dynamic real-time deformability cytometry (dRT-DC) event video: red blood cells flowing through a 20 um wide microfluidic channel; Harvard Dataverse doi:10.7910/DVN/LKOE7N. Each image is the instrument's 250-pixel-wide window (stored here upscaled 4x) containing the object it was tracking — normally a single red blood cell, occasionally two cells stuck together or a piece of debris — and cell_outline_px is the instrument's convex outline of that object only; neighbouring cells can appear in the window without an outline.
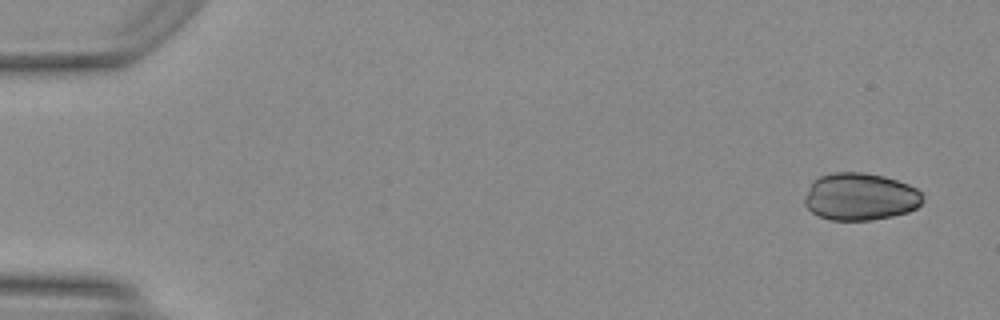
{"species": "Egyptian fruit bat (a non-hibernating species)", "species_latin": "Rousettus aegyptiacus", "temperature_condition": "warm", "stored_images_in_passage": 47, "camera_frame_rate_fps": 3000, "um_per_image_px": 0.085, "animal": {"sex": "female"}, "frame": {"image": 1, "passage_image": 1, "time_ms": 0.0, "image_size_px": [1000, 320], "cell_outline_px": [[924, 200], [916, 208], [908, 212], [892, 216], [872, 220], [828, 220], [812, 212], [804, 204], [804, 196], [812, 180], [820, 176], [836, 172], [864, 172], [884, 176], [908, 184], [916, 188], [924, 196]], "centroid_in_image_um": [73.11, 16.72], "position_along_channel_um": 11.9, "area_um2": 32.83}}
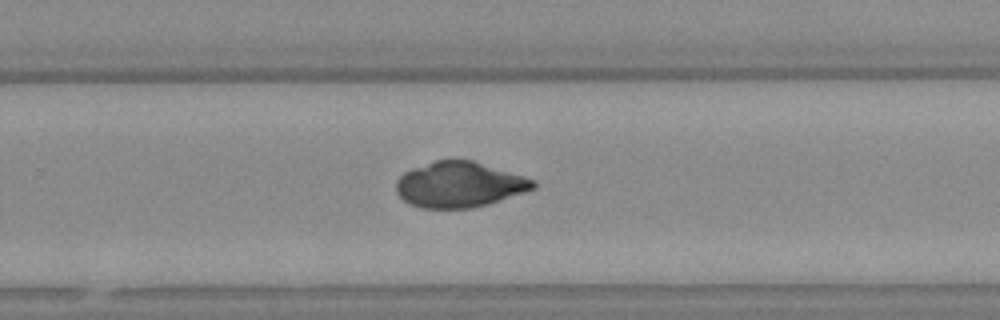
{"frame": {"image": 2, "passage_image": 31, "time_ms": 10.0, "image_size_px": [1000, 320], "cell_outline_px": [[536, 188], [488, 204], [472, 208], [420, 208], [408, 204], [396, 192], [396, 180], [404, 172], [412, 168], [436, 160], [472, 160], [524, 176], [536, 180]], "centroid_in_image_um": [39.03, 15.69], "position_along_channel_um": 290.8, "area_um2": 36.36}}
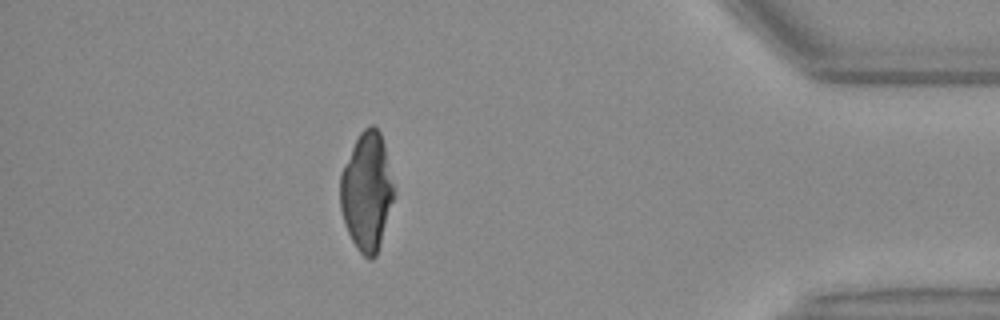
{"frame": {"image": 3, "passage_image": 42, "time_ms": 13.667, "image_size_px": [1000, 320], "cell_outline_px": [[396, 196], [376, 256], [372, 260], [368, 260], [356, 248], [348, 232], [340, 208], [340, 172], [360, 132], [364, 128], [372, 124], [380, 132], [384, 144], [396, 188]], "centroid_in_image_um": [31.21, 16.3], "position_along_channel_um": 404.0, "area_um2": 37.45}}